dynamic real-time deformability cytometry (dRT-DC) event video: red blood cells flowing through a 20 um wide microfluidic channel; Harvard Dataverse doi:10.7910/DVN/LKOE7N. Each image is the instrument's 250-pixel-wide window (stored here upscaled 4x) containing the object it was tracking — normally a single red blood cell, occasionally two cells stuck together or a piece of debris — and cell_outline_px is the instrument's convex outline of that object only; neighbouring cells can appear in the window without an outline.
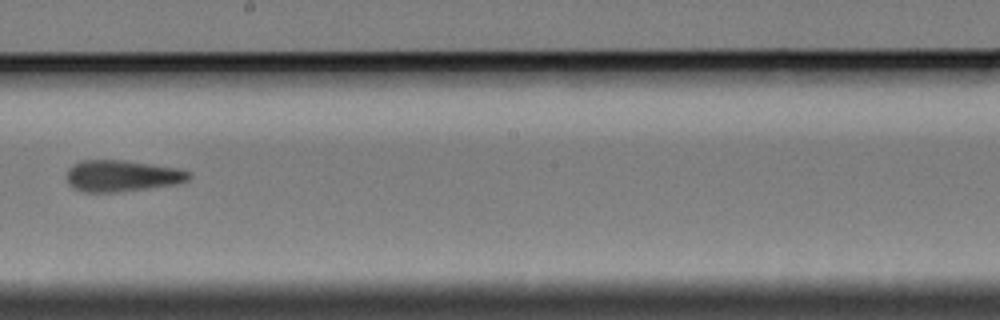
{"species": "Egyptian fruit bat (a non-hibernating species)", "species_latin": "Rousettus aegyptiacus", "temperature_condition": "cold", "stored_images_in_passage": 9, "camera_frame_rate_fps": 3000, "um_per_image_px": 0.085, "animal": {"sex": "female"}, "frame": {"image": 1, "passage_image": 9, "time_ms": 11.333, "image_size_px": [1000, 320], "cell_outline_px": [[192, 176], [188, 180], [176, 184], [120, 192], [84, 192], [72, 188], [68, 184], [64, 176], [68, 168], [72, 164], [80, 160], [124, 160], [180, 168], [192, 172]], "centroid_in_image_um": [10.34, 14.94], "position_along_channel_um": 237.9, "area_um2": 22.89}}